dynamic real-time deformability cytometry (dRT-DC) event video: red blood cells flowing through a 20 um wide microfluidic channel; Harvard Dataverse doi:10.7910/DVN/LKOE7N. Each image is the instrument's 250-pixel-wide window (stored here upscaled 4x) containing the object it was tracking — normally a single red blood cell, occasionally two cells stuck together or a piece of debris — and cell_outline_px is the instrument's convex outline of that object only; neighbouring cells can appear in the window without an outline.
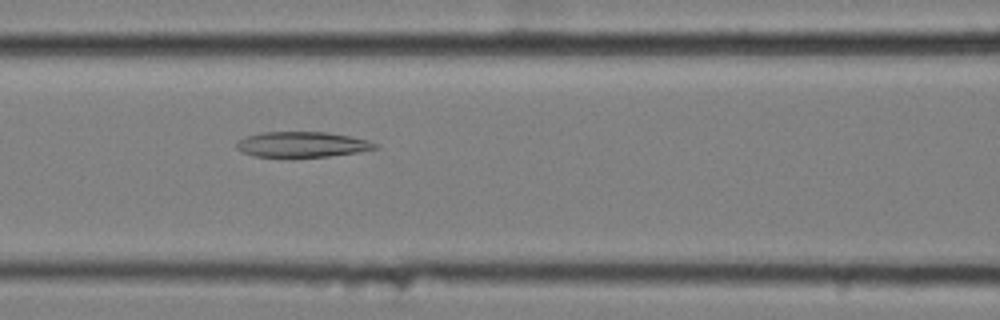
{"species": "common noctule bat (a hibernating species)", "species_latin": "Nyctalus noctula", "temperature_condition": "cold", "stored_images_in_passage": 56, "camera_frame_rate_fps": 3000, "um_per_image_px": 0.085, "animal": {"sex": "female", "body_mass_g": 25.1}, "frame": {"image": 1, "passage_image": 23, "time_ms": 7.333, "image_size_px": [1000, 320], "cell_outline_px": [[380, 148], [356, 152], [328, 156], [256, 156], [240, 152], [236, 148], [236, 144], [240, 140], [248, 136], [260, 132], [328, 132], [368, 140], [380, 144]], "centroid_in_image_um": [25.71, 12.27], "position_along_channel_um": 140.9, "area_um2": 20.29}}
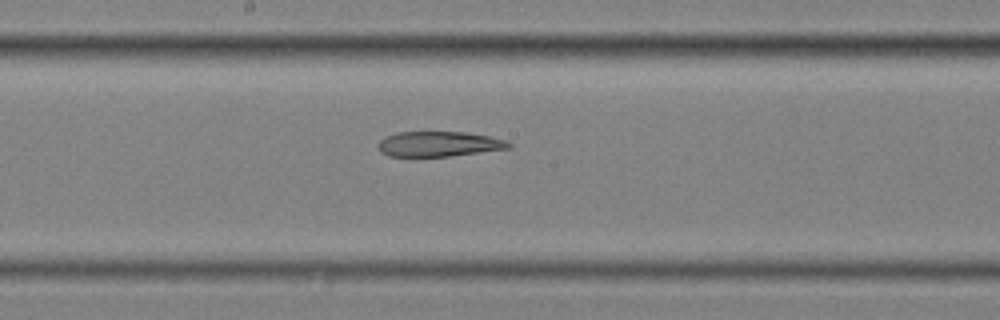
{"frame": {"image": 2, "passage_image": 29, "time_ms": 9.333, "image_size_px": [1000, 320], "cell_outline_px": [[512, 148], [452, 156], [388, 156], [380, 152], [380, 140], [384, 136], [396, 132], [464, 132], [488, 136], [508, 140], [512, 144]], "centroid_in_image_um": [37.34, 12.24], "position_along_channel_um": 210.9, "area_um2": 19.19}}
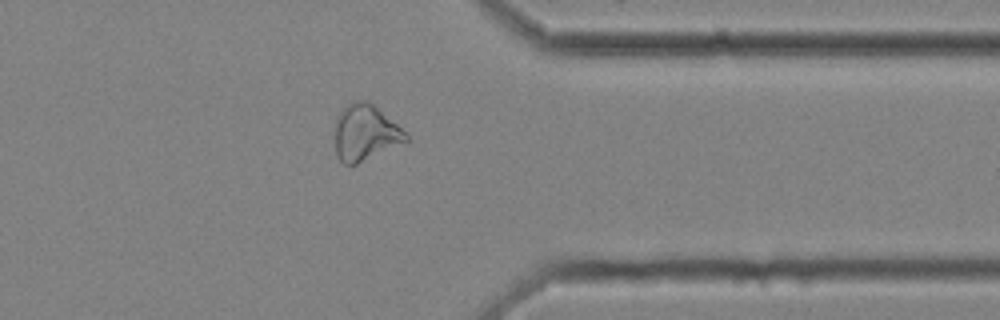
{"frame": {"image": 3, "passage_image": 44, "time_ms": 14.333, "image_size_px": [1000, 320], "cell_outline_px": [[408, 140], [356, 164], [344, 164], [336, 156], [336, 116], [344, 104], [352, 100], [368, 100], [396, 124], [408, 136]], "centroid_in_image_um": [30.99, 11.24], "position_along_channel_um": 380.4, "area_um2": 22.83}}